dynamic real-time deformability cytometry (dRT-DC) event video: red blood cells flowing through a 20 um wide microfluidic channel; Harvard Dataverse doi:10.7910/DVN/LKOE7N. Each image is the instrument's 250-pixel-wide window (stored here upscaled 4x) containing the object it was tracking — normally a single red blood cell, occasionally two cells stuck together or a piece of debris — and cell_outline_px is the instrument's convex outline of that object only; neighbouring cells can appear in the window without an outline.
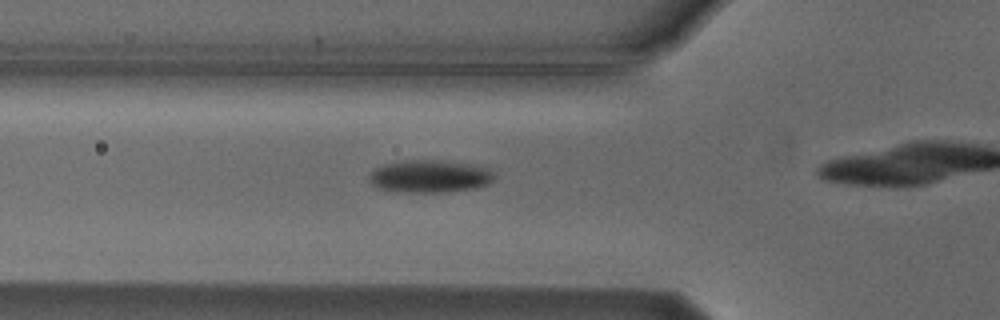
{"species": "Egyptian fruit bat (a non-hibernating species)", "species_latin": "Rousettus aegyptiacus", "temperature_condition": "cold", "stored_images_in_passage": 3, "camera_frame_rate_fps": 3000, "um_per_image_px": 0.085, "animal": {"sex": "male"}, "frame": {"image": 1, "passage_image": 3, "time_ms": 2.333, "image_size_px": [1000, 320], "cell_outline_px": [[496, 176], [488, 184], [476, 188], [448, 192], [412, 192], [380, 188], [372, 184], [368, 176], [376, 168], [384, 164], [404, 160], [432, 160], [464, 164], [488, 168]], "centroid_in_image_um": [36.54, 14.99], "position_along_channel_um": 89.3, "area_um2": 23.29}}